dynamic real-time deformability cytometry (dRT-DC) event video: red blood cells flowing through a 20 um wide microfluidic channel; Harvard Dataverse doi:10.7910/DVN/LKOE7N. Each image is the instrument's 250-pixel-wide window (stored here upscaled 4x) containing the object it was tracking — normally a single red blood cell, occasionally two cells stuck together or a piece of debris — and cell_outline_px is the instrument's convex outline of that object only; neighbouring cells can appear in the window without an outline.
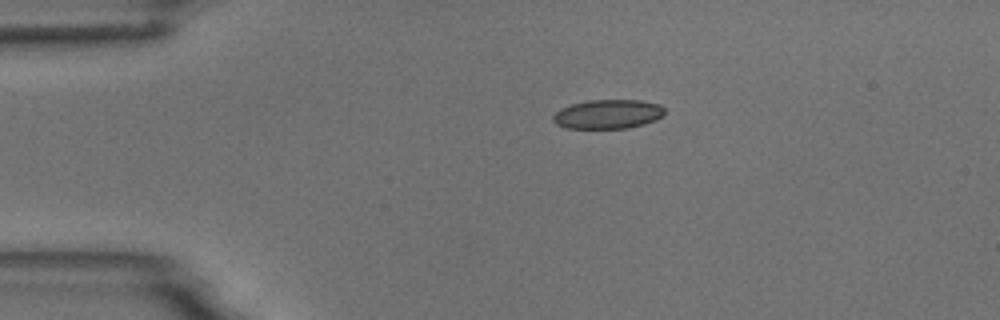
{"species": "common noctule bat (a hibernating species)", "species_latin": "Nyctalus noctula", "temperature_condition": "room temperature", "stored_images_in_passage": 4, "camera_frame_rate_fps": 3000, "um_per_image_px": 0.085, "animal": {"sex": "male", "body_mass_g": 18.8}, "frame": {"image": 1, "passage_image": 1, "time_ms": 0.0, "image_size_px": [1000, 320], "cell_outline_px": [[664, 116], [656, 120], [644, 124], [628, 128], [564, 128], [556, 124], [552, 120], [552, 116], [560, 108], [572, 104], [588, 100], [640, 100], [660, 104], [664, 108]], "centroid_in_image_um": [51.67, 9.7], "position_along_channel_um": 33.3, "area_um2": 19.13}}
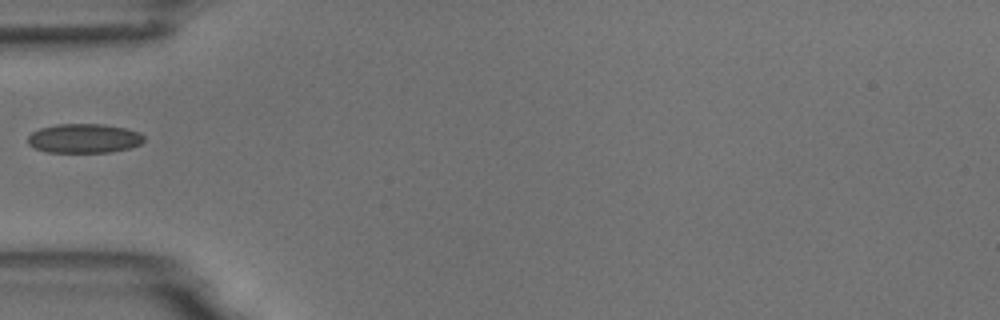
{"frame": {"image": 2, "passage_image": 3, "time_ms": 2.333, "image_size_px": [1000, 320], "cell_outline_px": [[144, 140], [140, 144], [128, 148], [112, 152], [48, 152], [36, 148], [28, 144], [28, 136], [32, 132], [40, 128], [56, 124], [104, 124], [124, 128], [140, 132], [144, 136]], "centroid_in_image_um": [7.15, 11.76], "position_along_channel_um": 77.9, "area_um2": 19.77}}